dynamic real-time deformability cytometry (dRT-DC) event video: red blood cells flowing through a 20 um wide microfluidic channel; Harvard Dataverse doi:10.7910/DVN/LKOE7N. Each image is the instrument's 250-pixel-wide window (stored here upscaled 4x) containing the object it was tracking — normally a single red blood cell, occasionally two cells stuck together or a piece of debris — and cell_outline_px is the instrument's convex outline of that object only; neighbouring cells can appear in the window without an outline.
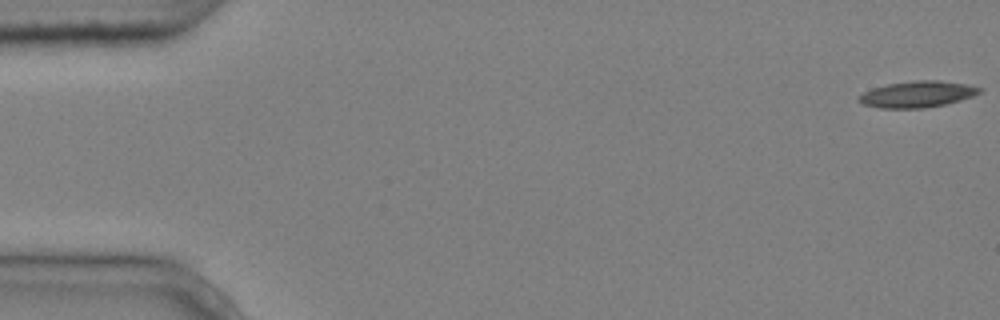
{"species": "common noctule bat (a hibernating species)", "species_latin": "Nyctalus noctula", "temperature_condition": "cold", "stored_images_in_passage": 5, "camera_frame_rate_fps": 3000, "um_per_image_px": 0.085, "animal": {"sex": "male", "body_mass_g": 20.4}, "frame": {"image": 1, "passage_image": 1, "time_ms": 0.0, "image_size_px": [1000, 320], "cell_outline_px": [[984, 88], [980, 92], [972, 96], [960, 100], [944, 104], [924, 108], [880, 108], [864, 104], [856, 100], [856, 96], [872, 88], [888, 84], [916, 80], [940, 80], [968, 84]], "centroid_in_image_um": [77.96, 8.0], "position_along_channel_um": 7.0, "area_um2": 18.55}}
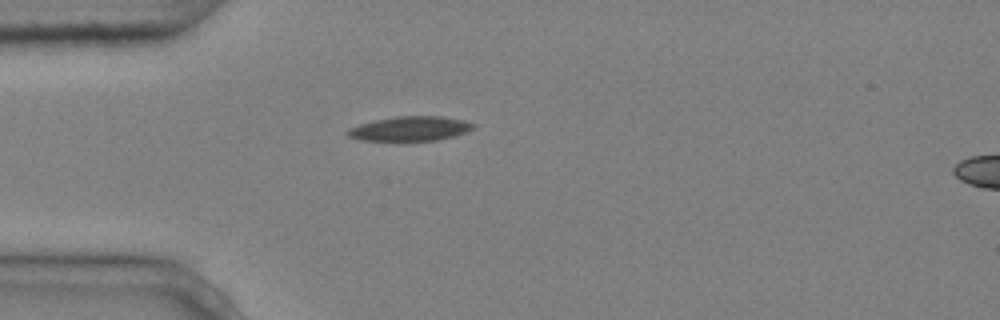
{"frame": {"image": 2, "passage_image": 5, "time_ms": 1.333, "image_size_px": [1000, 320], "cell_outline_px": [[476, 128], [468, 132], [436, 140], [360, 140], [348, 136], [344, 132], [360, 124], [376, 120], [396, 116], [444, 116], [464, 120], [476, 124]], "centroid_in_image_um": [34.92, 10.92], "position_along_channel_um": 50.1, "area_um2": 17.86}}